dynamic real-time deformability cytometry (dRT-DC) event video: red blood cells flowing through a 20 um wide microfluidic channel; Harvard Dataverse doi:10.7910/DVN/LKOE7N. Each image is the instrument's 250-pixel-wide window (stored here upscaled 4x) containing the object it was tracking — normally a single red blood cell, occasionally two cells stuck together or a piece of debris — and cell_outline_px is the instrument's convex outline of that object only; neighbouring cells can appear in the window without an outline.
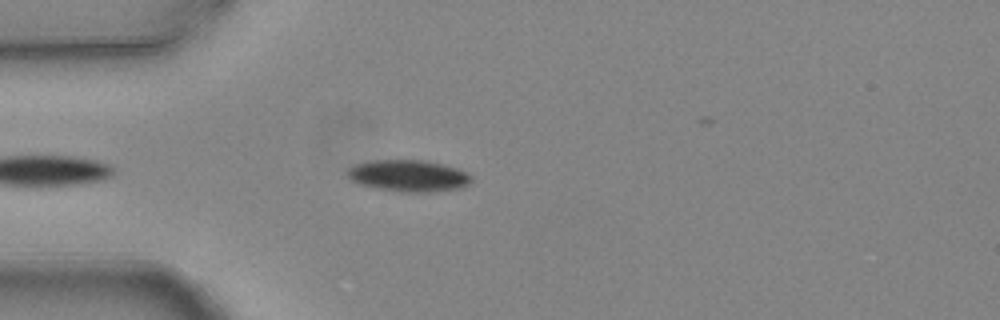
{"species": "common noctule bat (a hibernating species)", "species_latin": "Nyctalus noctula", "temperature_condition": "warm", "stored_images_in_passage": 6, "camera_frame_rate_fps": 3000, "um_per_image_px": 0.085, "animal": {"sex": "female", "body_mass_g": 24.6, "forearm_length_mm": 56.2}, "frame": {"image": 1, "passage_image": 6, "time_ms": 1.667, "image_size_px": [1000, 320], "cell_outline_px": [[472, 180], [468, 184], [460, 188], [432, 192], [400, 192], [360, 184], [352, 180], [348, 176], [348, 168], [352, 164], [372, 160], [424, 160], [444, 164], [460, 168], [468, 172], [472, 176]], "centroid_in_image_um": [34.77, 14.93], "position_along_channel_um": 50.2, "area_um2": 23.06}}